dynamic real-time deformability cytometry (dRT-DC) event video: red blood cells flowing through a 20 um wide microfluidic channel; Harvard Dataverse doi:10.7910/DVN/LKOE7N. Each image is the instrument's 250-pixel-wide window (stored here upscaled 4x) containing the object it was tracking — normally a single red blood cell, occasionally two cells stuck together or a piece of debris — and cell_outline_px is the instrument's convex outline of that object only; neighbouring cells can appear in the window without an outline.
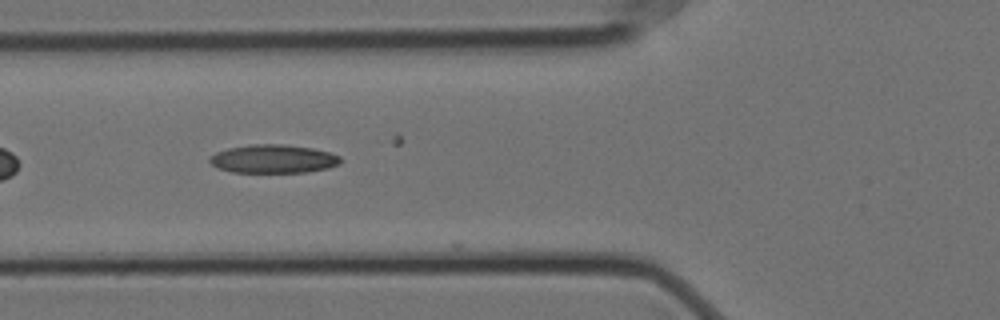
{"species": "Egyptian fruit bat (a non-hibernating species)", "species_latin": "Rousettus aegyptiacus", "temperature_condition": "cold", "stored_images_in_passage": 11, "camera_frame_rate_fps": 3000, "um_per_image_px": 0.085, "animal": {"sex": "female"}, "frame": {"image": 1, "passage_image": 7, "time_ms": 2.0, "image_size_px": [1000, 320], "cell_outline_px": [[340, 164], [328, 168], [304, 172], [232, 172], [216, 168], [208, 160], [208, 156], [216, 152], [228, 148], [252, 144], [284, 144], [312, 148], [328, 152], [340, 156]], "centroid_in_image_um": [23.19, 13.5], "position_along_channel_um": 102.6, "area_um2": 21.73}}